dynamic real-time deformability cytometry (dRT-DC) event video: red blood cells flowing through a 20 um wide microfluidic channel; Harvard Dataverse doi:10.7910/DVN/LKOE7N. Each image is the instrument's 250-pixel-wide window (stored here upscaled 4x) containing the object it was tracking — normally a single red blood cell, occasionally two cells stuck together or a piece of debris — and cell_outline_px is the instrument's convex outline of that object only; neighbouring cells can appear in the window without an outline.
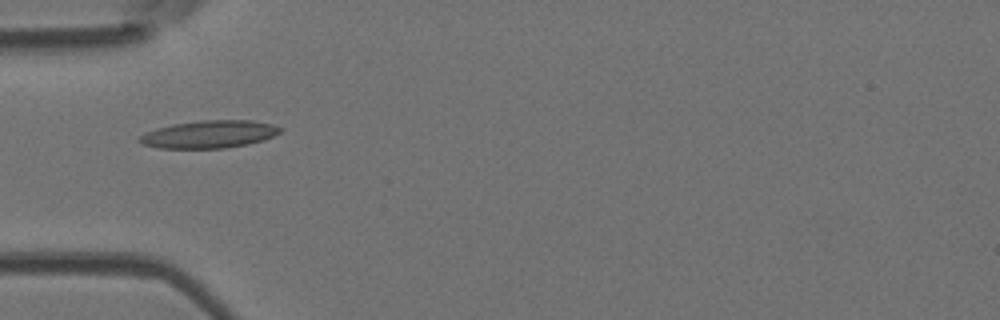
{"species": "Egyptian fruit bat (a non-hibernating species)", "species_latin": "Rousettus aegyptiacus", "temperature_condition": "room temperature", "stored_images_in_passage": 10, "camera_frame_rate_fps": 3000, "um_per_image_px": 0.085, "animal": {"sex": "female"}, "frame": {"image": 1, "passage_image": 1, "time_ms": 0.0, "image_size_px": [1000, 320], "cell_outline_px": [[280, 132], [264, 140], [248, 144], [224, 148], [160, 148], [144, 144], [136, 140], [144, 132], [156, 128], [172, 124], [200, 120], [252, 120], [272, 124], [280, 128]], "centroid_in_image_um": [17.75, 11.4], "position_along_channel_um": 67.3, "area_um2": 22.6}}
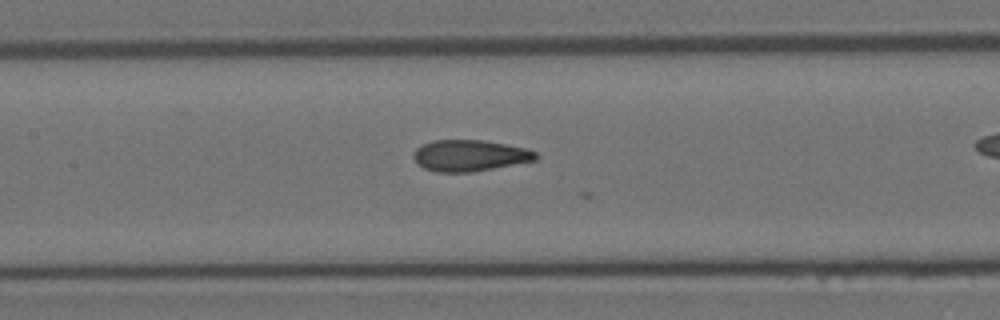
{"frame": {"image": 2, "passage_image": 5, "time_ms": 1.333, "image_size_px": [1000, 320], "cell_outline_px": [[540, 156], [536, 160], [472, 172], [436, 172], [424, 168], [412, 156], [416, 148], [432, 140], [484, 140], [528, 148], [536, 152]], "centroid_in_image_um": [39.96, 13.21], "position_along_channel_um": 167.4, "area_um2": 22.31}}